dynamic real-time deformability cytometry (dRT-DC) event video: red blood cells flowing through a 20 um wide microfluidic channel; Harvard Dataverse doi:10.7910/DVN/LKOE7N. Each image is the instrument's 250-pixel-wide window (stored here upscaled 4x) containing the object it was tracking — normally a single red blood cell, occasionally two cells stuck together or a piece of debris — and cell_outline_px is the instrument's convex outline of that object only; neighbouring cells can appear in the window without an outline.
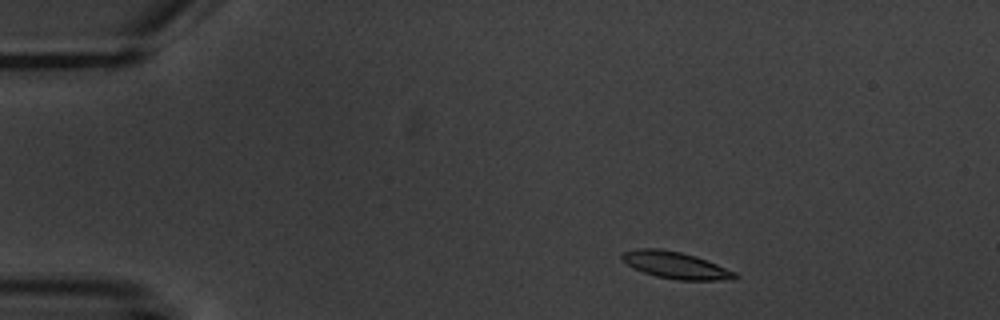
{"species": "common noctule bat (a hibernating species)", "species_latin": "Nyctalus noctula", "temperature_condition": "warm", "stored_images_in_passage": 4, "camera_frame_rate_fps": 3000, "um_per_image_px": 0.085, "animal": {"sex": "male", "body_mass_g": 20.1, "forearm_length_mm": 53.5}, "frame": {"image": 1, "passage_image": 1, "time_ms": 0.0, "image_size_px": [1000, 320], "cell_outline_px": [[740, 276], [732, 280], [676, 280], [656, 276], [644, 272], [628, 264], [620, 256], [624, 252], [636, 248], [660, 248], [680, 252], [696, 256], [736, 272]], "centroid_in_image_um": [57.47, 22.54], "position_along_channel_um": 27.5, "area_um2": 17.57}}
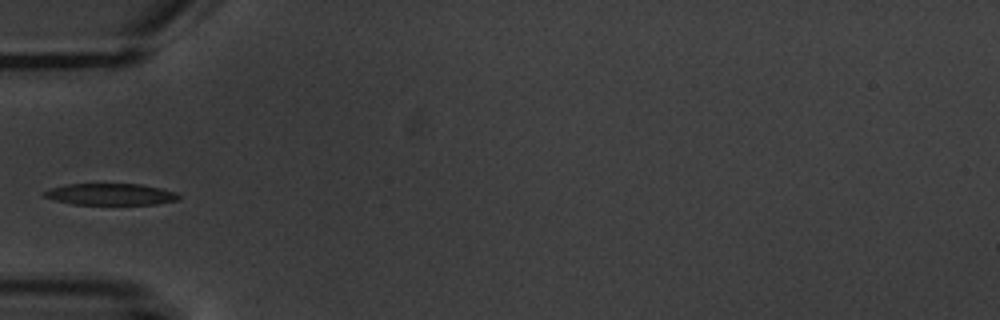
{"frame": {"image": 2, "passage_image": 4, "time_ms": 3.333, "image_size_px": [1000, 320], "cell_outline_px": [[180, 200], [156, 204], [72, 204], [56, 200], [44, 196], [44, 192], [52, 188], [64, 184], [140, 184], [160, 188], [176, 192], [180, 196]], "centroid_in_image_um": [9.44, 16.51], "position_along_channel_um": 75.6, "area_um2": 16.76}}